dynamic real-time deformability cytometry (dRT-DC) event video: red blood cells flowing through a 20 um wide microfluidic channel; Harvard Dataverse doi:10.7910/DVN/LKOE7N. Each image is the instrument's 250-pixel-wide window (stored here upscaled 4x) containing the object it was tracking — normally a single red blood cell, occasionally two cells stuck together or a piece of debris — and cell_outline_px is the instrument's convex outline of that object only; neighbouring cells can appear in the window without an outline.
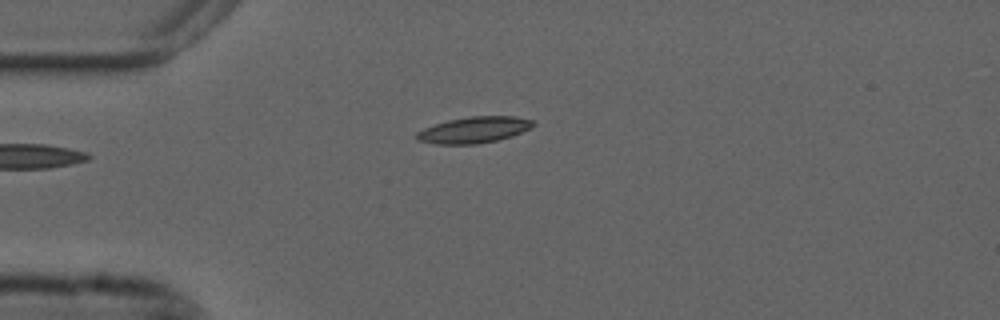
{"species": "common noctule bat (a hibernating species)", "species_latin": "Nyctalus noctula", "temperature_condition": "cold", "stored_images_in_passage": 42, "camera_frame_rate_fps": 3000, "um_per_image_px": 0.085, "animal": {"sex": "male", "forearm_length_mm": 52.5}, "frame": {"image": 1, "passage_image": 1, "time_ms": 0.0, "image_size_px": [1000, 320], "cell_outline_px": [[536, 124], [512, 136], [496, 140], [476, 144], [436, 144], [416, 140], [416, 132], [424, 128], [448, 120], [468, 116], [516, 116], [536, 120]], "centroid_in_image_um": [40.29, 11.03], "position_along_channel_um": 44.7, "area_um2": 17.8}}
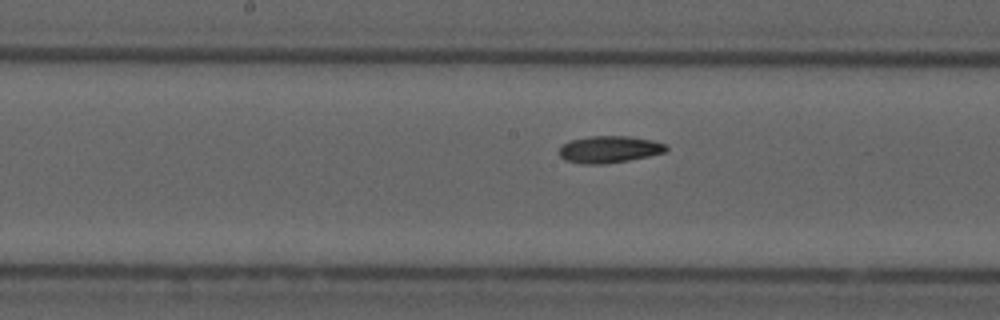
{"frame": {"image": 2, "passage_image": 15, "time_ms": 4.667, "image_size_px": [1000, 320], "cell_outline_px": [[668, 148], [664, 152], [648, 156], [628, 160], [604, 164], [584, 164], [564, 160], [560, 156], [560, 148], [564, 144], [572, 140], [592, 136], [628, 136], [652, 140], [664, 144]], "centroid_in_image_um": [51.78, 12.7], "position_along_channel_um": 196.4, "area_um2": 16.53}}
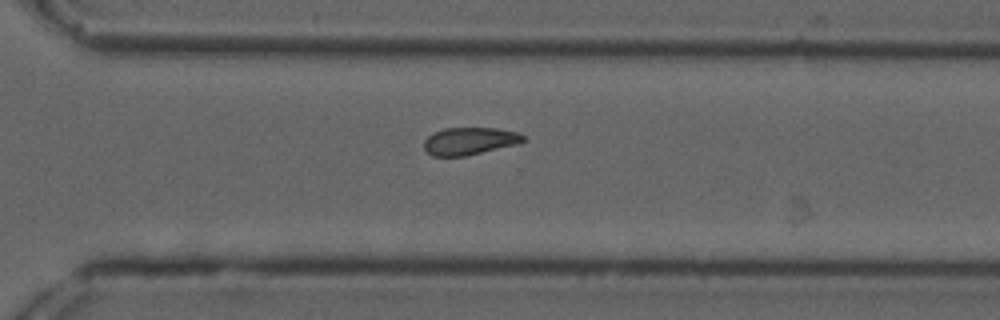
{"frame": {"image": 3, "passage_image": 26, "time_ms": 8.333, "image_size_px": [1000, 320], "cell_outline_px": [[524, 140], [516, 144], [464, 156], [432, 156], [424, 148], [424, 140], [432, 132], [444, 128], [496, 128], [516, 132], [524, 136]], "centroid_in_image_um": [39.85, 11.98], "position_along_channel_um": 330.7, "area_um2": 15.66}, "authors_computed_cell_mechanics": {"area_um2": 16.6464, "velocity_mm_per_s": 3.6747, "shape_relaxation_time_tau1_ms": 6.7122, "shape_relaxation_time_tau2_ms": null, "deformation_change_tau1": 0.1338, "deformation_change_tau2": null}}